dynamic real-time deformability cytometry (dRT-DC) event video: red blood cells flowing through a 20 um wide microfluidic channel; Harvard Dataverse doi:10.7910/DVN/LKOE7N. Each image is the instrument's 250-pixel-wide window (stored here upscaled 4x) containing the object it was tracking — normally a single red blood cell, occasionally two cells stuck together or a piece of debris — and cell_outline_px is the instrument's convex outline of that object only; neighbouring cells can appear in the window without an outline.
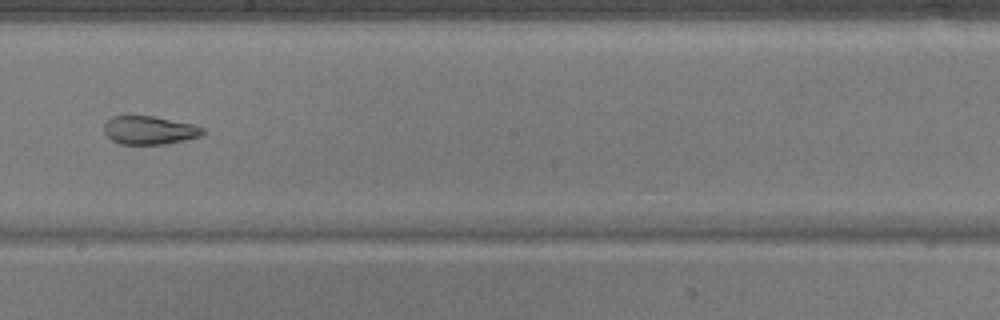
{"species": "common noctule bat (a hibernating species)", "species_latin": "Nyctalus noctula", "temperature_condition": "warm", "stored_images_in_passage": 37, "camera_frame_rate_fps": 3000, "um_per_image_px": 0.085, "animal": {"sex": "male", "body_mass_g": 17.9}, "frame": {"image": 1, "passage_image": 16, "time_ms": 5.0, "image_size_px": [1000, 320], "cell_outline_px": [[204, 132], [200, 136], [184, 140], [164, 144], [120, 144], [112, 140], [104, 132], [104, 124], [112, 116], [152, 116], [192, 124], [204, 128]], "centroid_in_image_um": [12.68, 11.07], "position_along_channel_um": 235.5, "area_um2": 16.13}}
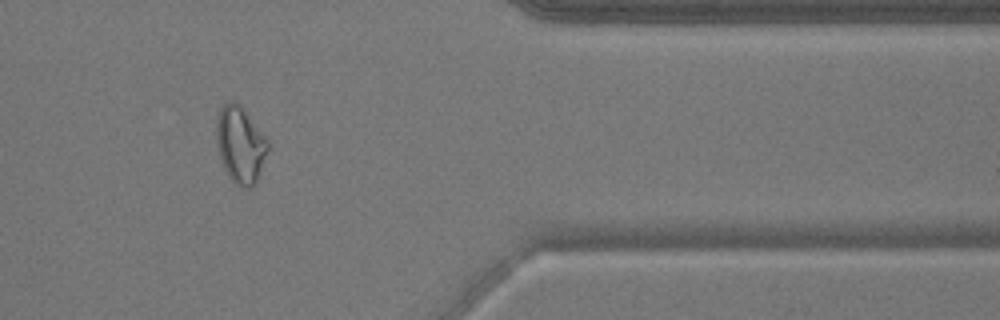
{"frame": {"image": 2, "passage_image": 29, "time_ms": 9.333, "image_size_px": [1000, 320], "cell_outline_px": [[268, 148], [256, 184], [252, 188], [240, 188], [228, 176], [224, 168], [220, 156], [216, 140], [216, 124], [220, 108], [224, 100], [232, 100], [240, 104], [268, 140]], "centroid_in_image_um": [20.41, 12.29], "position_along_channel_um": 391.0, "area_um2": 23.06}}
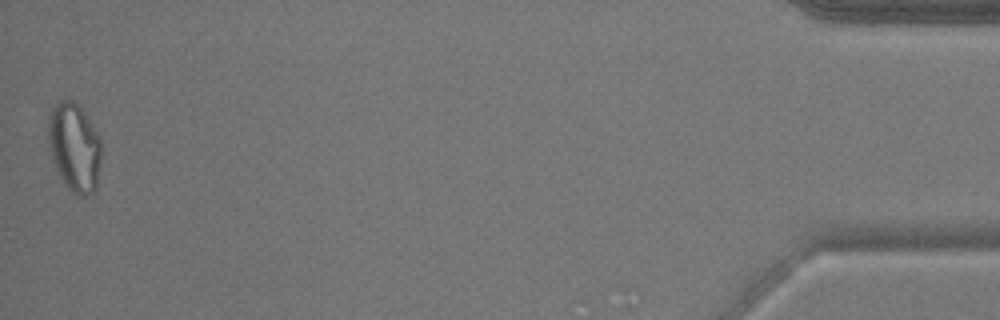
{"frame": {"image": 3, "passage_image": 37, "time_ms": 12.0, "image_size_px": [1000, 320], "cell_outline_px": [[100, 164], [96, 188], [88, 196], [80, 196], [72, 192], [64, 184], [56, 168], [48, 144], [48, 116], [52, 108], [60, 100], [72, 100], [84, 112], [100, 136]], "centroid_in_image_um": [6.32, 12.52], "position_along_channel_um": 428.9, "area_um2": 27.34}}